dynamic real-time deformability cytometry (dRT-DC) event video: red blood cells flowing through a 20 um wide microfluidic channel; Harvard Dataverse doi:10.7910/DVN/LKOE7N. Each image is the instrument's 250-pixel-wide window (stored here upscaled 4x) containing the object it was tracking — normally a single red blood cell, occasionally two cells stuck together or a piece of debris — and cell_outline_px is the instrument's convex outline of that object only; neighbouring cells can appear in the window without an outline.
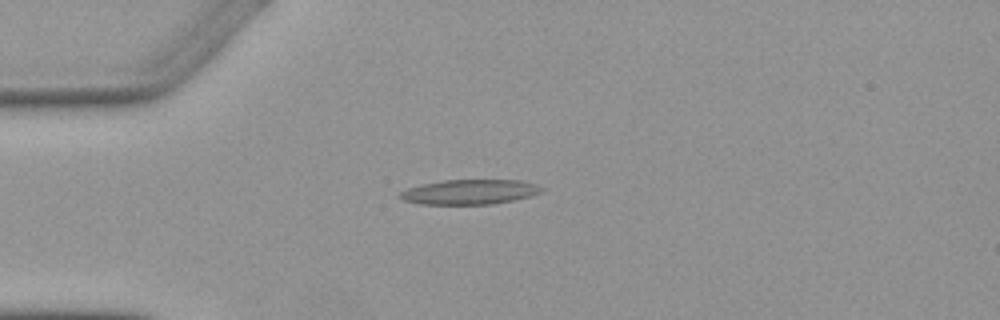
{"species": "Egyptian fruit bat (a non-hibernating species)", "species_latin": "Rousettus aegyptiacus", "temperature_condition": "warm", "stored_images_in_passage": 3, "camera_frame_rate_fps": 3000, "um_per_image_px": 0.085, "animal": {"sex": "female"}, "frame": {"image": 1, "passage_image": 1, "time_ms": 0.0, "image_size_px": [1000, 320], "cell_outline_px": [[544, 188], [540, 192], [528, 196], [512, 200], [492, 204], [420, 204], [404, 200], [400, 196], [400, 192], [408, 188], [420, 184], [444, 180], [520, 180], [536, 184]], "centroid_in_image_um": [39.9, 16.31], "position_along_channel_um": 45.1, "area_um2": 20.29}}
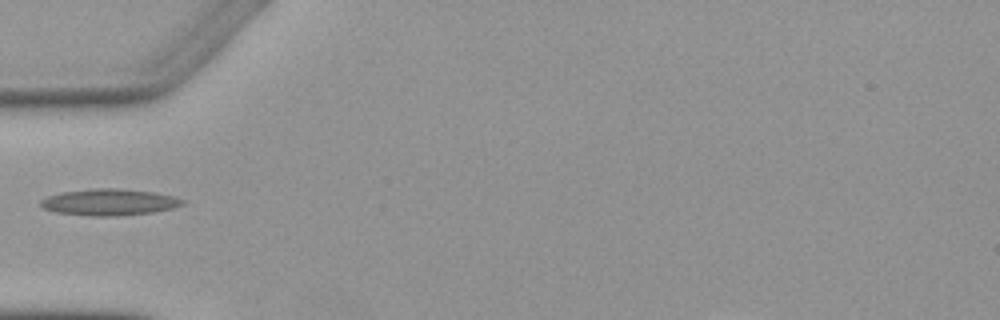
{"frame": {"image": 2, "passage_image": 2, "time_ms": 1.333, "image_size_px": [1000, 320], "cell_outline_px": [[188, 200], [184, 204], [172, 208], [152, 212], [116, 216], [88, 216], [56, 212], [44, 208], [40, 204], [40, 200], [48, 196], [64, 192], [96, 188], [120, 188], [152, 192], [172, 196]], "centroid_in_image_um": [9.31, 17.18], "position_along_channel_um": 75.7, "area_um2": 21.79}}